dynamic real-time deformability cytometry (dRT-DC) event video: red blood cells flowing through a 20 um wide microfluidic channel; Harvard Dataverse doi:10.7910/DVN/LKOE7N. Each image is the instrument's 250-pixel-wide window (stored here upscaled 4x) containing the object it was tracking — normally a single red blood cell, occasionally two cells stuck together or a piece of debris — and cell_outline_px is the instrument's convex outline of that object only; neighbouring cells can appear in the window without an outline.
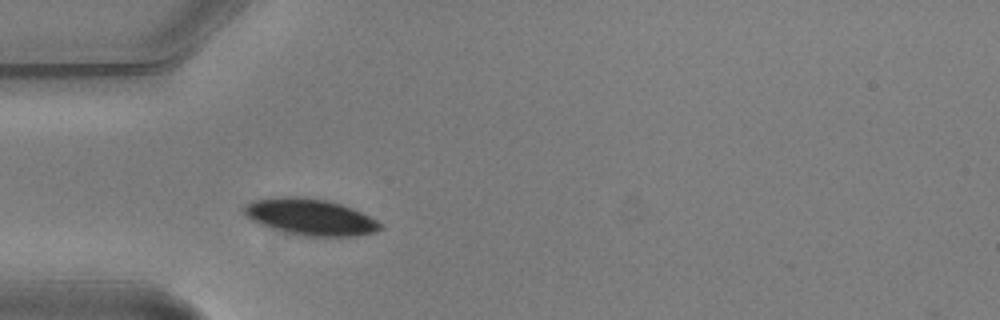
{"species": "common noctule bat (a hibernating species)", "species_latin": "Nyctalus noctula", "temperature_condition": "warm", "stored_images_in_passage": 1, "camera_frame_rate_fps": 3000, "um_per_image_px": 0.085, "animal": {"sex": "male", "body_mass_g": 20.5, "forearm_length_mm": 52.5}, "frame": {"image": 1, "passage_image": 1, "time_ms": 0.0, "image_size_px": [1000, 320], "cell_outline_px": [[384, 228], [376, 232], [356, 236], [296, 236], [260, 224], [252, 220], [240, 212], [240, 208], [244, 204], [256, 200], [288, 196], [296, 196], [324, 200], [340, 204], [352, 208], [384, 224]], "centroid_in_image_um": [26.35, 18.46], "position_along_channel_um": 58.6, "area_um2": 29.02}}